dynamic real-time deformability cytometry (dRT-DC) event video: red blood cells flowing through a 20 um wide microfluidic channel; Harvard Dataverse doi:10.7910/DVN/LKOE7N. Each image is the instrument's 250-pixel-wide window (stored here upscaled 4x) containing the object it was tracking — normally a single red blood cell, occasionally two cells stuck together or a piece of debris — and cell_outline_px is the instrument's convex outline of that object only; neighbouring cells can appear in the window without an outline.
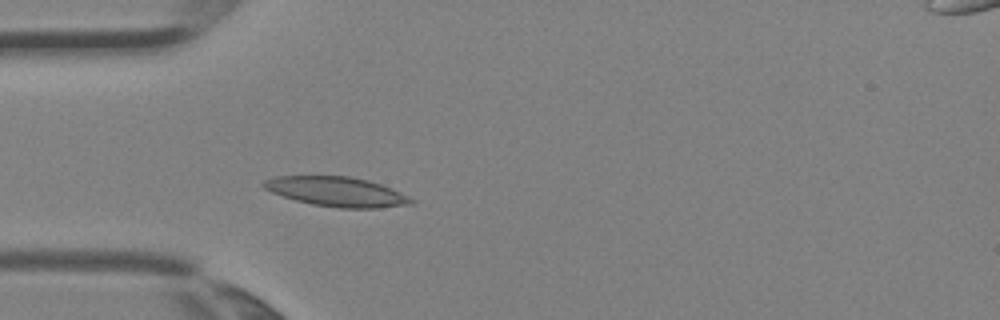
{"species": "Egyptian fruit bat (a non-hibernating species)", "species_latin": "Rousettus aegyptiacus", "temperature_condition": "room temperature", "stored_images_in_passage": 4, "camera_frame_rate_fps": 3000, "um_per_image_px": 0.085, "animal": {"sex": "female"}, "frame": {"image": 1, "passage_image": 3, "time_ms": 0.667, "image_size_px": [1000, 320], "cell_outline_px": [[416, 200], [412, 204], [380, 208], [340, 208], [312, 204], [296, 200], [272, 192], [264, 188], [260, 184], [264, 180], [276, 176], [348, 176], [368, 180], [380, 184], [400, 192]], "centroid_in_image_um": [28.63, 16.29], "position_along_channel_um": 56.4, "area_um2": 25.37}}